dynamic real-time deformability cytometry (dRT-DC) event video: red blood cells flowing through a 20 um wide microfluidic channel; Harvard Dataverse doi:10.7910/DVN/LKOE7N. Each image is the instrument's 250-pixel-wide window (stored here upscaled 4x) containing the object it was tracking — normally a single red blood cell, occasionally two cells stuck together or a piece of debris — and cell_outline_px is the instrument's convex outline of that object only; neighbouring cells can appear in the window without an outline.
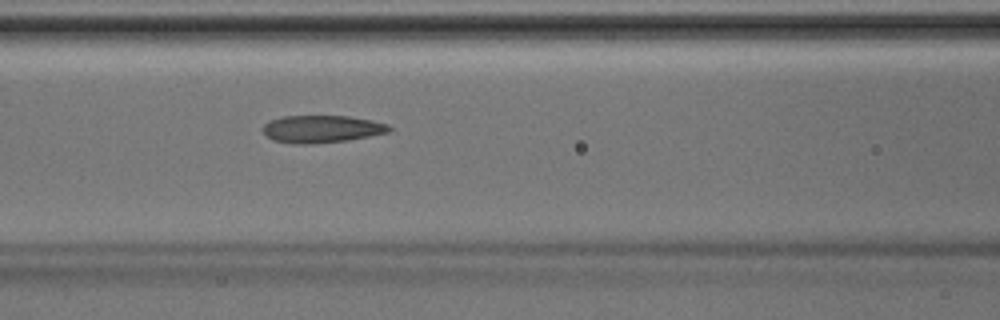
{"species": "Egyptian fruit bat (a non-hibernating species)", "species_latin": "Rousettus aegyptiacus", "temperature_condition": "room temperature", "stored_images_in_passage": 34, "camera_frame_rate_fps": 3000, "um_per_image_px": 0.085, "animal": {"sex": "male"}, "frame": {"image": 1, "passage_image": 9, "time_ms": 2.667, "image_size_px": [1000, 320], "cell_outline_px": [[392, 128], [388, 132], [348, 140], [312, 144], [296, 144], [272, 140], [264, 132], [264, 124], [272, 120], [284, 116], [348, 116], [372, 120], [388, 124]], "centroid_in_image_um": [27.36, 10.96], "position_along_channel_um": 139.2, "area_um2": 20.0}}
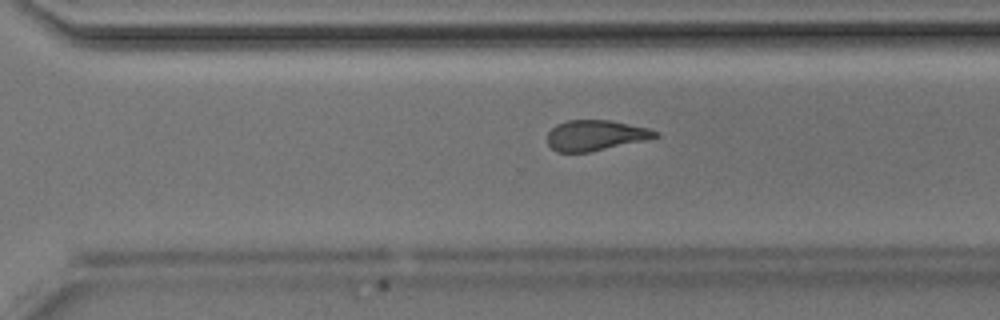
{"frame": {"image": 2, "passage_image": 21, "time_ms": 6.667, "image_size_px": [1000, 320], "cell_outline_px": [[660, 136], [588, 152], [556, 152], [548, 144], [548, 132], [556, 124], [568, 120], [608, 120], [648, 128], [660, 132]], "centroid_in_image_um": [50.58, 11.49], "position_along_channel_um": 320.0, "area_um2": 18.84}}
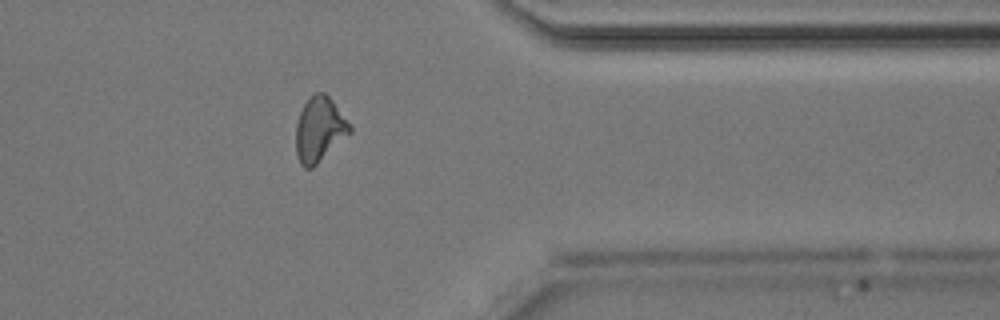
{"frame": {"image": 3, "passage_image": 26, "time_ms": 8.333, "image_size_px": [1000, 320], "cell_outline_px": [[352, 132], [312, 168], [304, 168], [300, 164], [296, 156], [296, 124], [300, 112], [304, 104], [316, 92], [324, 92], [332, 100], [352, 128]], "centroid_in_image_um": [27.13, 11.03], "position_along_channel_um": 384.3, "area_um2": 20.11}}